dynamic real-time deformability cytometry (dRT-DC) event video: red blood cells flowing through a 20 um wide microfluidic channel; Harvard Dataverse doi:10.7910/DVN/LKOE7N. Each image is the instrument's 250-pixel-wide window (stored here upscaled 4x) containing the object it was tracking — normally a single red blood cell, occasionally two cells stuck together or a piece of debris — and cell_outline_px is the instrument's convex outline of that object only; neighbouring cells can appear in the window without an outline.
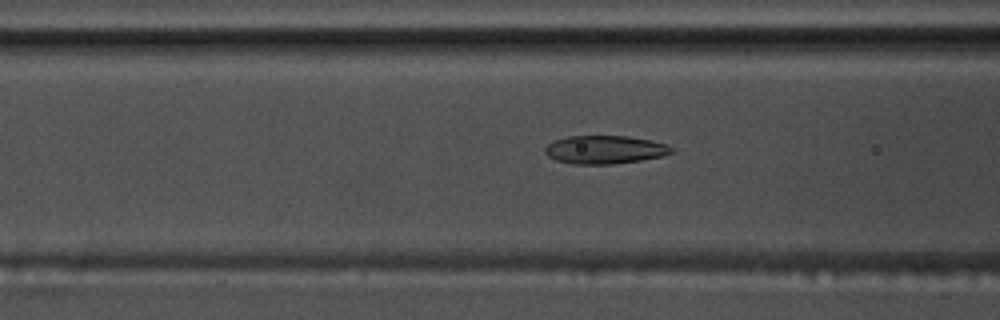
{"species": "common noctule bat (a hibernating species)", "species_latin": "Nyctalus noctula", "temperature_condition": "warm", "stored_images_in_passage": 41, "camera_frame_rate_fps": 3000, "um_per_image_px": 0.085, "animal": {"sex": "male", "body_mass_g": 17.5, "forearm_length_mm": 52.3}, "frame": {"image": 1, "passage_image": 7, "time_ms": 2.0, "image_size_px": [1000, 320], "cell_outline_px": [[676, 152], [664, 156], [640, 160], [612, 164], [572, 164], [556, 160], [548, 156], [544, 152], [544, 148], [552, 140], [568, 136], [628, 136], [668, 144]], "centroid_in_image_um": [51.41, 12.72], "position_along_channel_um": 115.2, "area_um2": 20.98}}
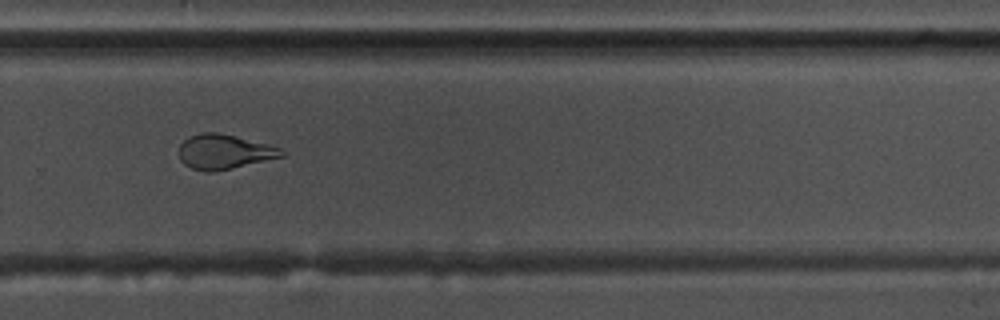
{"frame": {"image": 2, "passage_image": 23, "time_ms": 7.333, "image_size_px": [1000, 320], "cell_outline_px": [[284, 156], [232, 168], [212, 172], [204, 172], [192, 168], [184, 164], [180, 160], [180, 144], [188, 136], [200, 132], [216, 132], [268, 144], [280, 148], [284, 152]], "centroid_in_image_um": [19.02, 12.9], "position_along_channel_um": 310.8, "area_um2": 20.58}}
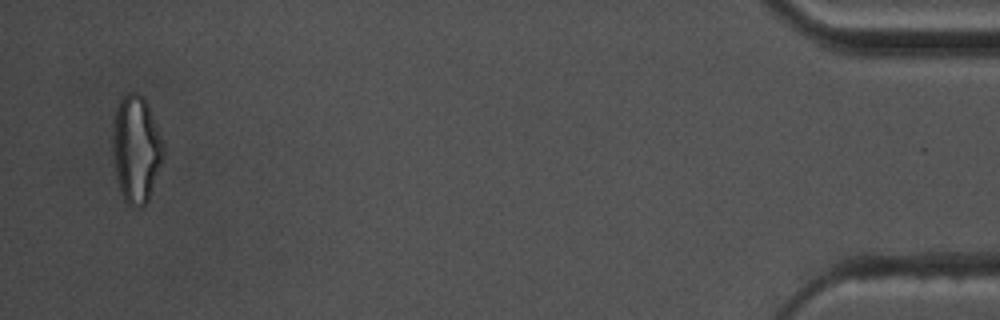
{"frame": {"image": 3, "passage_image": 39, "time_ms": 12.667, "image_size_px": [1000, 320], "cell_outline_px": [[164, 156], [148, 200], [140, 208], [132, 208], [124, 200], [120, 192], [112, 160], [112, 124], [116, 108], [120, 96], [124, 92], [136, 92], [144, 96], [160, 132], [164, 144]], "centroid_in_image_um": [11.54, 12.64], "position_along_channel_um": 423.7, "area_um2": 32.43}, "authors_computed_cell_mechanics": {"area_um2": 21.3282, "velocity_mm_per_s": 3.6723, "shape_relaxation_time_tau1_ms": 9.6129, "shape_relaxation_time_tau2_ms": 1.5249, "deformation_change_tau1": 0.2709, "deformation_change_tau2": 0.0911}}